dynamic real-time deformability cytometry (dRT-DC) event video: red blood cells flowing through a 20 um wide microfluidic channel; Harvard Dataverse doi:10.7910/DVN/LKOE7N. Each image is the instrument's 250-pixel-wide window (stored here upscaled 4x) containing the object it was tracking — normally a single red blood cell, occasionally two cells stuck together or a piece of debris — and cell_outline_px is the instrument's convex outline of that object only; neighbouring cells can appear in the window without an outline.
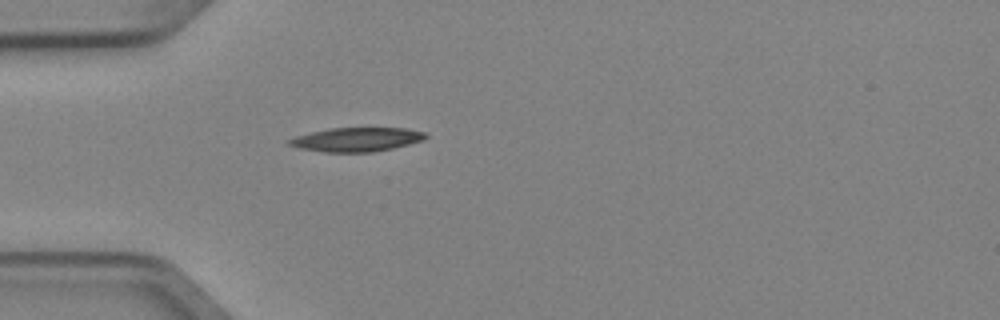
{"species": "Egyptian fruit bat (a non-hibernating species)", "species_latin": "Rousettus aegyptiacus", "temperature_condition": "cold", "stored_images_in_passage": 1, "camera_frame_rate_fps": 3000, "um_per_image_px": 0.085, "animal": {"sex": "female"}, "frame": {"image": 1, "passage_image": 1, "time_ms": 0.0, "image_size_px": [1000, 320], "cell_outline_px": [[428, 136], [424, 140], [392, 148], [372, 152], [324, 152], [300, 148], [288, 144], [288, 140], [296, 136], [328, 128], [408, 128], [424, 132]], "centroid_in_image_um": [30.33, 11.85], "position_along_channel_um": 54.7, "area_um2": 18.96}}